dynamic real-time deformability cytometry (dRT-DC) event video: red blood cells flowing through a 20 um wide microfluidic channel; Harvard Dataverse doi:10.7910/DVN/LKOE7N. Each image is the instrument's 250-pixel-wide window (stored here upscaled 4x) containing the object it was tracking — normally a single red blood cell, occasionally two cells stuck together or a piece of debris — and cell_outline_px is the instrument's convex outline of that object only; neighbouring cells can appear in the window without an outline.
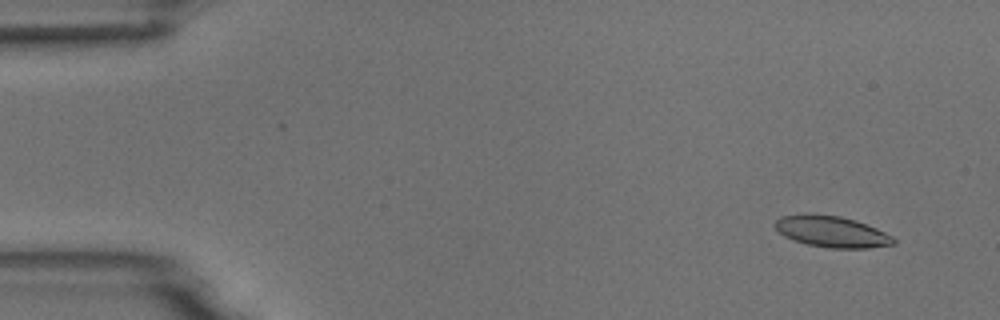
{"species": "common noctule bat (a hibernating species)", "species_latin": "Nyctalus noctula", "temperature_condition": "room temperature", "stored_images_in_passage": 7, "camera_frame_rate_fps": 3000, "um_per_image_px": 0.085, "animal": {"sex": "male", "body_mass_g": 18.8}, "frame": {"image": 1, "passage_image": 2, "time_ms": 1.0, "image_size_px": [1000, 320], "cell_outline_px": [[896, 244], [868, 248], [828, 248], [808, 244], [792, 240], [784, 236], [772, 224], [780, 216], [804, 212], [808, 212], [840, 216], [856, 220], [876, 228], [892, 236], [896, 240]], "centroid_in_image_um": [70.65, 19.66], "position_along_channel_um": 14.3, "area_um2": 21.96}}
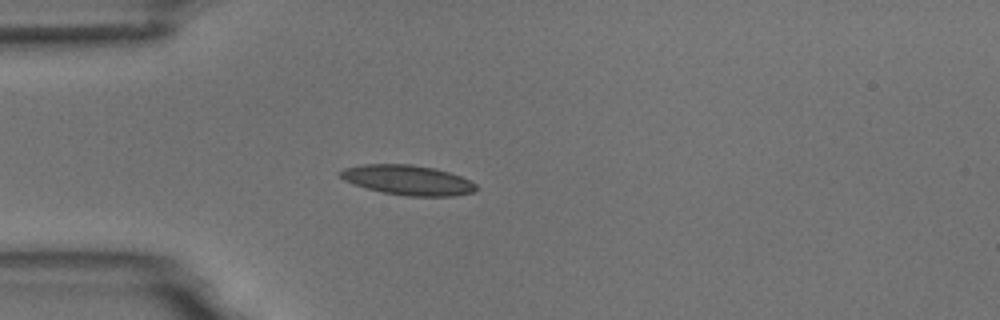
{"frame": {"image": 2, "passage_image": 5, "time_ms": 4.667, "image_size_px": [1000, 320], "cell_outline_px": [[480, 188], [472, 192], [452, 196], [408, 196], [384, 192], [368, 188], [344, 180], [340, 176], [340, 172], [344, 168], [360, 164], [412, 164], [432, 168], [448, 172], [460, 176], [476, 184]], "centroid_in_image_um": [34.67, 15.3], "position_along_channel_um": 50.3, "area_um2": 23.35}}